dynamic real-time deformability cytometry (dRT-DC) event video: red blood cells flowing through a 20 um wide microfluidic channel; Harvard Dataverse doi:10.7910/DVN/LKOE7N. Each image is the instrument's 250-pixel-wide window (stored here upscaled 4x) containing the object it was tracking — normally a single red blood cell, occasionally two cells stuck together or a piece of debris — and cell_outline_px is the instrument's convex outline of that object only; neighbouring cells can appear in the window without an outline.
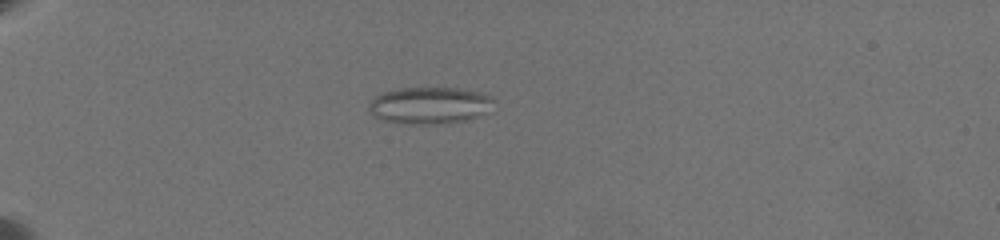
{"species": "common noctule bat (a hibernating species)", "species_latin": "Nyctalus noctula", "temperature_condition": "warm", "stored_images_in_passage": 19, "camera_frame_rate_fps": 3000, "um_per_image_px": 0.085, "animal": {"sex": "female", "body_mass_g": 19.5, "forearm_length_mm": 54.1}, "frame": {"image": 1, "passage_image": 16, "time_ms": 6.667, "image_size_px": [1000, 240], "cell_outline_px": [[496, 100], [484, 112], [476, 116], [464, 120], [440, 124], [408, 124], [384, 120], [372, 116], [368, 108], [368, 104], [380, 92], [400, 88], [456, 88], [476, 92], [492, 96]], "centroid_in_image_um": [36.45, 8.95], "position_along_channel_um": 48.6, "area_um2": 26.65}}